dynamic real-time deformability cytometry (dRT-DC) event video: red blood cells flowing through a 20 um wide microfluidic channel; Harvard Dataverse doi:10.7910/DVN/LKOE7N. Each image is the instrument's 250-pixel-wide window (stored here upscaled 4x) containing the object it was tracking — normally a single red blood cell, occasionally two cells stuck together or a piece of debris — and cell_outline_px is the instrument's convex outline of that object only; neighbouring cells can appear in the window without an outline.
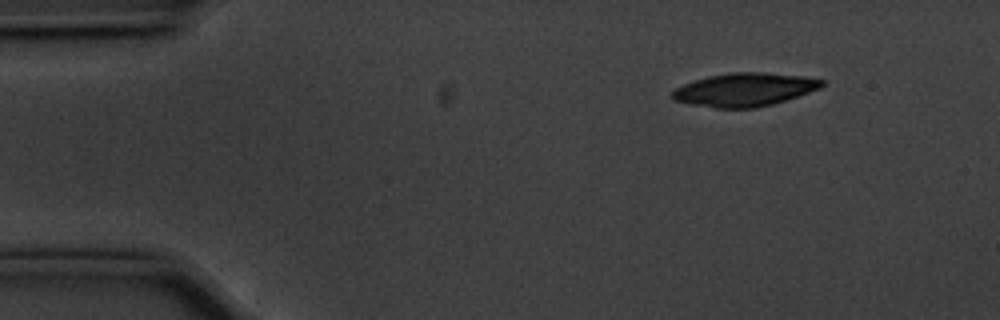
{"species": "common noctule bat (a hibernating species)", "species_latin": "Nyctalus noctula", "temperature_condition": "cold", "stored_images_in_passage": 51, "camera_frame_rate_fps": 3000, "um_per_image_px": 0.085, "animal": {"sex": "male", "body_mass_g": 20.1, "forearm_length_mm": 53.5}, "frame": {"image": 1, "passage_image": 2, "time_ms": 0.333, "image_size_px": [1000, 320], "cell_outline_px": [[824, 84], [820, 88], [772, 104], [756, 108], [716, 108], [688, 104], [672, 100], [672, 92], [676, 88], [684, 84], [708, 76], [732, 72], [764, 72], [804, 76], [824, 80]], "centroid_in_image_um": [63.26, 7.62], "position_along_channel_um": 21.7, "area_um2": 28.9}}